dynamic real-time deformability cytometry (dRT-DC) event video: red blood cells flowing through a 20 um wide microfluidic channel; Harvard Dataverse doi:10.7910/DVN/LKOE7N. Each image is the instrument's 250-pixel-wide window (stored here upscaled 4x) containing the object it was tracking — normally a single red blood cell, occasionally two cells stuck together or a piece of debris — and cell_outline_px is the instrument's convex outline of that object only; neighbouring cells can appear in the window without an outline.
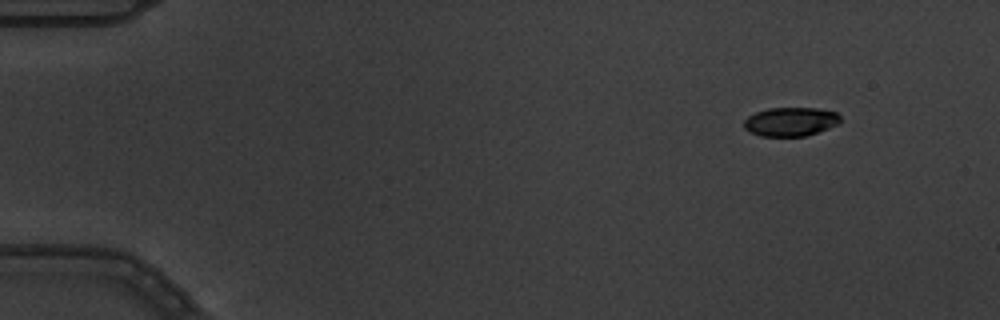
{"species": "common noctule bat (a hibernating species)", "species_latin": "Nyctalus noctula", "temperature_condition": "warm", "stored_images_in_passage": 10, "camera_frame_rate_fps": 3000, "um_per_image_px": 0.085, "animal": {"sex": "male", "body_mass_g": 19.5, "forearm_length_mm": 54.6}, "frame": {"image": 1, "passage_image": 1, "time_ms": 0.0, "image_size_px": [1000, 320], "cell_outline_px": [[840, 124], [808, 136], [760, 136], [744, 128], [744, 120], [748, 116], [756, 112], [768, 108], [816, 108], [836, 112], [840, 116]], "centroid_in_image_um": [67.23, 10.34], "position_along_channel_um": 17.8, "area_um2": 16.3}}
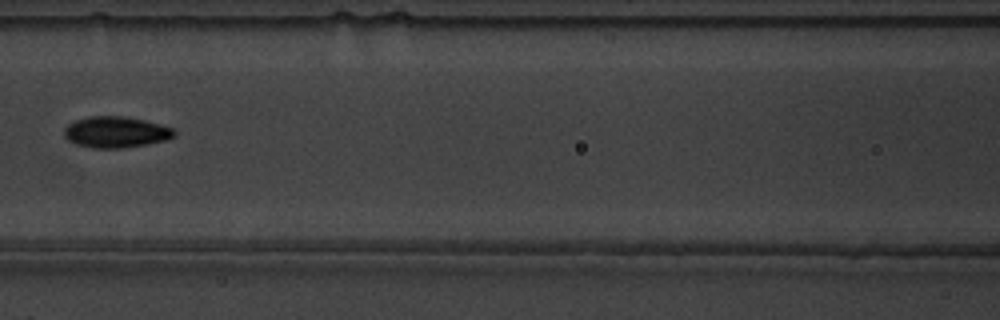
{"frame": {"image": 2, "passage_image": 7, "time_ms": 2.0, "image_size_px": [1000, 320], "cell_outline_px": [[176, 136], [168, 140], [120, 148], [92, 148], [76, 144], [68, 140], [64, 136], [64, 128], [68, 124], [76, 120], [88, 116], [124, 116], [144, 120], [160, 124], [172, 128], [176, 132]], "centroid_in_image_um": [9.84, 11.22], "position_along_channel_um": 156.8, "area_um2": 20.0}}
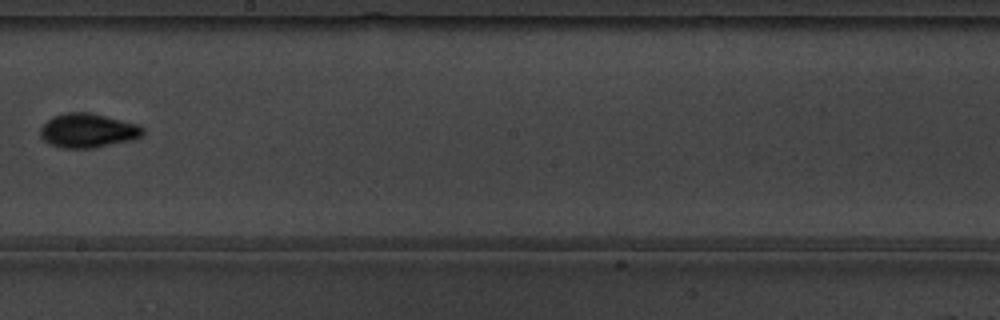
{"frame": {"image": 3, "passage_image": 9, "time_ms": 2.667, "image_size_px": [1000, 320], "cell_outline_px": [[144, 136], [132, 140], [92, 148], [60, 148], [44, 140], [40, 136], [40, 128], [52, 116], [68, 112], [84, 112], [104, 116], [136, 124], [144, 128]], "centroid_in_image_um": [7.46, 11.11], "position_along_channel_um": 240.7, "area_um2": 20.23}}